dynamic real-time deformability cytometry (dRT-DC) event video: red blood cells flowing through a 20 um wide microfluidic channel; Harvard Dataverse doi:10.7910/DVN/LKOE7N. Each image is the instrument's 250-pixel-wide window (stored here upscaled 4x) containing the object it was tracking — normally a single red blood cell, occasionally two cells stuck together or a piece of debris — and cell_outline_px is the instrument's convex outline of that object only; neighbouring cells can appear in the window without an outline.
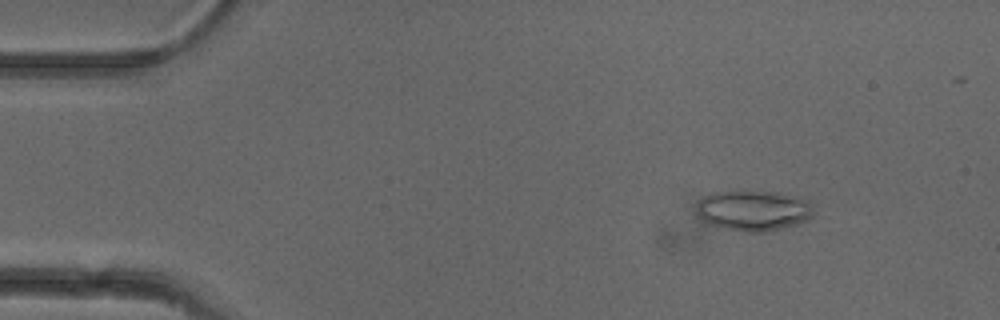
{"species": "common noctule bat (a hibernating species)", "species_latin": "Nyctalus noctula", "temperature_condition": "cold", "stored_images_in_passage": 51, "camera_frame_rate_fps": 3000, "um_per_image_px": 0.085, "animal": {"sex": "female"}, "frame": {"image": 1, "passage_image": 7, "time_ms": 2.0, "image_size_px": [1000, 320], "cell_outline_px": [[816, 212], [808, 220], [784, 228], [764, 232], [748, 232], [724, 228], [712, 224], [704, 220], [696, 212], [696, 204], [704, 196], [712, 192], [776, 192], [808, 200], [812, 204]], "centroid_in_image_um": [64.08, 17.9], "position_along_channel_um": 20.9, "area_um2": 27.46}}
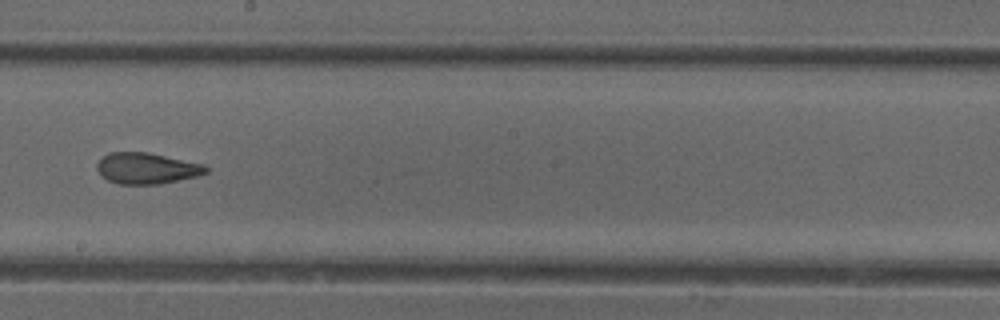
{"frame": {"image": 2, "passage_image": 30, "time_ms": 9.667, "image_size_px": [1000, 320], "cell_outline_px": [[208, 172], [196, 176], [156, 184], [120, 184], [108, 180], [100, 176], [96, 168], [96, 164], [108, 152], [148, 152], [204, 164], [208, 168]], "centroid_in_image_um": [12.43, 14.3], "position_along_channel_um": 235.8, "area_um2": 19.65}}
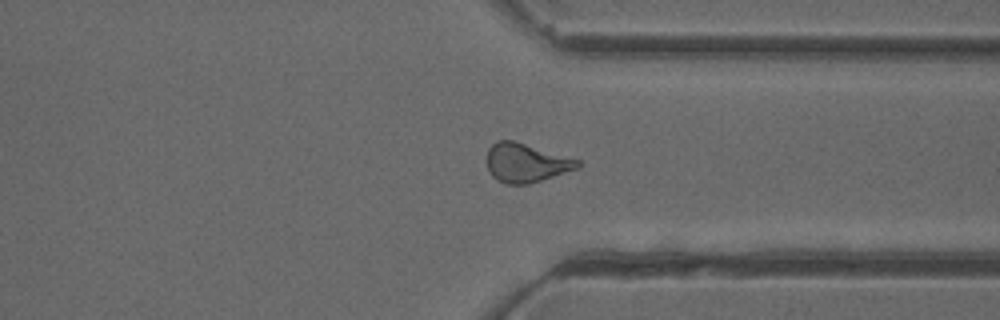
{"frame": {"image": 3, "passage_image": 40, "time_ms": 13.0, "image_size_px": [1000, 320], "cell_outline_px": [[580, 168], [528, 184], [504, 184], [496, 180], [492, 176], [488, 168], [488, 148], [496, 140], [512, 140], [580, 160]], "centroid_in_image_um": [44.71, 13.85], "position_along_channel_um": 366.7, "area_um2": 20.46}, "authors_computed_cell_mechanics": {"area_um2": 20.9236, "velocity_mm_per_s": 3.9486, "shape_relaxation_time_tau1_ms": null, "shape_relaxation_time_tau2_ms": 1.9197, "deformation_change_tau1": null, "deformation_change_tau2": 0.0945}}